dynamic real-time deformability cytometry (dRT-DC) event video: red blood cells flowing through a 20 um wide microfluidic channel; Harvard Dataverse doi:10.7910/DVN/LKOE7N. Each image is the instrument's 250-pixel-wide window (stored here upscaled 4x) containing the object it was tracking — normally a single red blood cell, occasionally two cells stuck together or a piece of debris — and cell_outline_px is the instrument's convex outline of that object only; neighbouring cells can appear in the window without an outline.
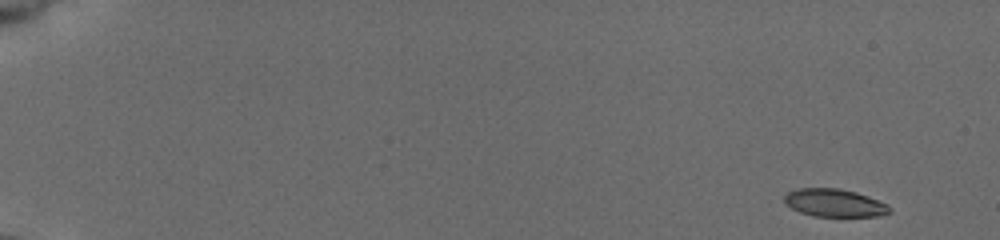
{"species": "common noctule bat (a hibernating species)", "species_latin": "Nyctalus noctula", "temperature_condition": "cold", "stored_images_in_passage": 75, "camera_frame_rate_fps": 3000, "um_per_image_px": 0.085, "animal": {"sex": "female", "body_mass_g": 19.5, "forearm_length_mm": 54.1}, "frame": {"image": 1, "passage_image": 1, "time_ms": 0.0, "image_size_px": [1000, 240], "cell_outline_px": [[892, 212], [880, 216], [812, 216], [800, 212], [784, 204], [784, 196], [788, 192], [800, 188], [840, 188], [856, 192], [868, 196], [888, 204], [892, 208]], "centroid_in_image_um": [70.95, 17.25], "position_along_channel_um": 14.0, "area_um2": 17.22}}
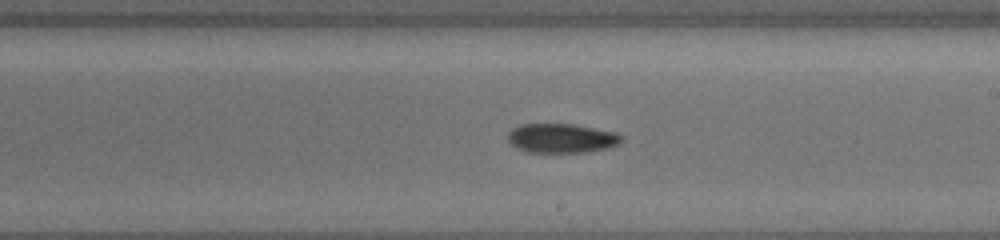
{"frame": {"image": 2, "passage_image": 54, "time_ms": 10.667, "image_size_px": [1000, 240], "cell_outline_px": [[624, 140], [620, 144], [608, 148], [588, 152], [528, 152], [516, 148], [508, 140], [508, 132], [512, 128], [520, 124], [572, 124], [616, 132], [624, 136]], "centroid_in_image_um": [47.77, 11.75], "position_along_channel_um": 241.2, "area_um2": 19.59}}
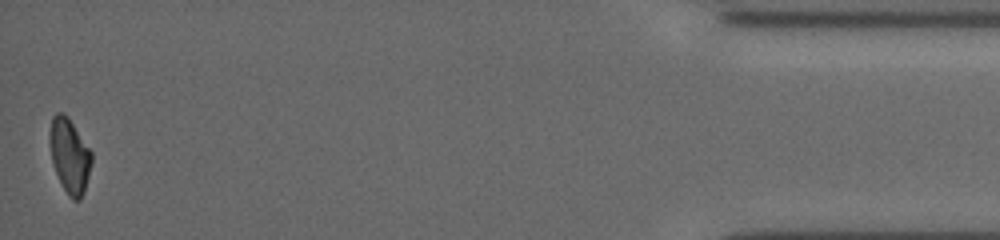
{"frame": {"image": 3, "passage_image": 75, "time_ms": 17.667, "image_size_px": [1000, 240], "cell_outline_px": [[92, 160], [84, 192], [80, 200], [72, 200], [68, 196], [52, 164], [52, 116], [56, 112], [64, 112], [68, 116], [92, 152]], "centroid_in_image_um": [5.96, 13.25], "position_along_channel_um": 429.2, "area_um2": 17.63}, "authors_computed_cell_mechanics": {"area_um2": 19.1896, "velocity_mm_per_s": 3.7374, "shape_relaxation_time_tau1_ms": 5.5173, "shape_relaxation_time_tau2_ms": null, "deformation_change_tau1": 0.1461, "deformation_change_tau2": null}}